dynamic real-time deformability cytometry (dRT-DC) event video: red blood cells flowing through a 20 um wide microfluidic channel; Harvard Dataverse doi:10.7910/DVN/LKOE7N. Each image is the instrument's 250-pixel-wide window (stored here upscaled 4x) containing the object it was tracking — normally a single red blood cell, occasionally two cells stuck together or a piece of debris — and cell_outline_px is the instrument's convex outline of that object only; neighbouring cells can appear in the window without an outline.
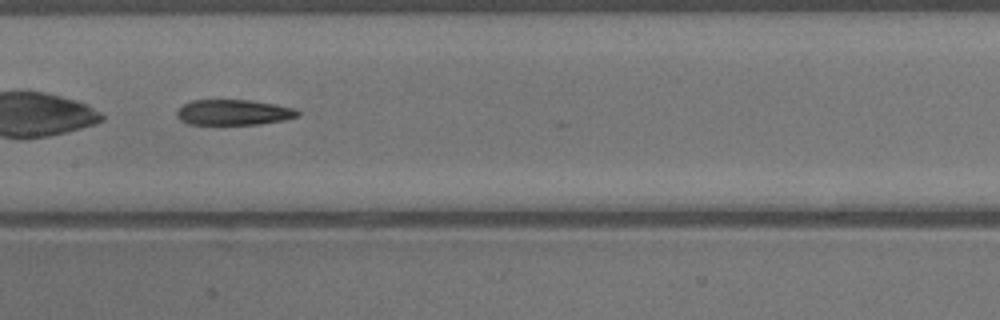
{"species": "common noctule bat (a hibernating species)", "species_latin": "Nyctalus noctula", "temperature_condition": "warm", "stored_images_in_passage": 40, "camera_frame_rate_fps": 3000, "um_per_image_px": 0.085, "animal": {"sex": "male", "body_mass_g": 13.3}, "frame": {"image": 1, "passage_image": 21, "time_ms": 6.667, "image_size_px": [1000, 320], "cell_outline_px": [[300, 116], [284, 120], [256, 124], [188, 124], [180, 120], [176, 116], [176, 112], [184, 104], [192, 100], [248, 100], [276, 104], [296, 108], [300, 112]], "centroid_in_image_um": [19.88, 9.55], "position_along_channel_um": 187.5, "area_um2": 17.98}}
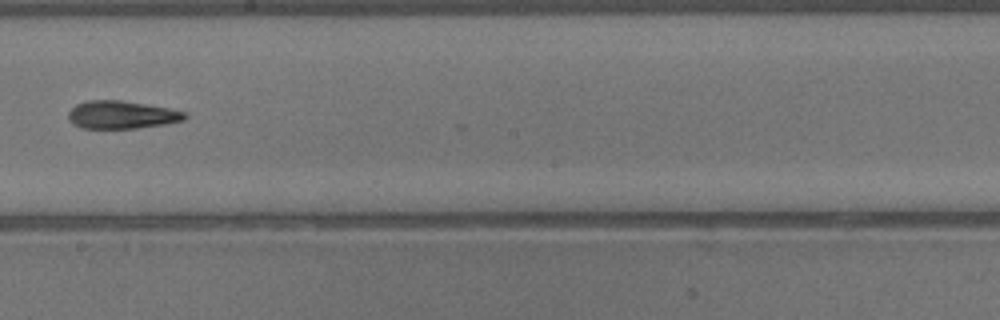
{"frame": {"image": 2, "passage_image": 24, "time_ms": 7.667, "image_size_px": [1000, 320], "cell_outline_px": [[188, 116], [184, 120], [164, 124], [136, 128], [80, 128], [72, 124], [68, 120], [68, 112], [76, 104], [88, 100], [120, 100], [168, 108], [188, 112]], "centroid_in_image_um": [10.32, 9.76], "position_along_channel_um": 237.9, "area_um2": 18.96}}
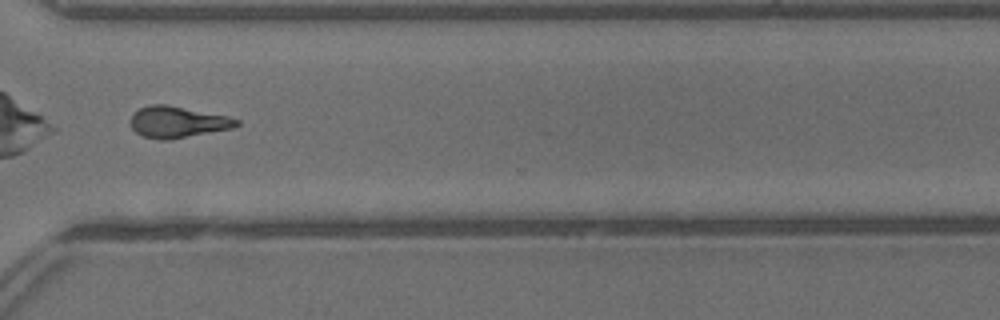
{"frame": {"image": 3, "passage_image": 31, "time_ms": 10.0, "image_size_px": [1000, 320], "cell_outline_px": [[240, 124], [232, 128], [168, 140], [160, 140], [144, 136], [136, 132], [132, 128], [132, 112], [148, 104], [164, 104], [228, 116], [240, 120]], "centroid_in_image_um": [15.09, 10.36], "position_along_channel_um": 355.5, "area_um2": 19.19}}